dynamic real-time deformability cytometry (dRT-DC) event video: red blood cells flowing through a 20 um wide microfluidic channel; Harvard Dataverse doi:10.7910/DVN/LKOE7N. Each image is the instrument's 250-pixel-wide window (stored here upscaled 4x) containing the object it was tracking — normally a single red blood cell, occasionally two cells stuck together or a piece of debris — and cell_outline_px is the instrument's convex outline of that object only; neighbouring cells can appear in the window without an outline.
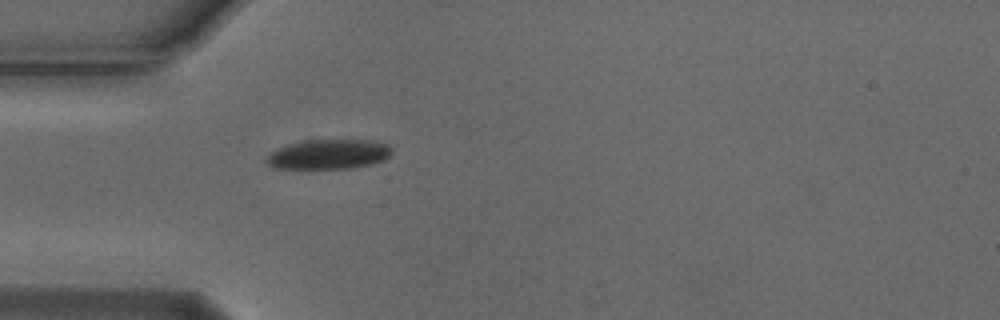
{"species": "Egyptian fruit bat (a non-hibernating species)", "species_latin": "Rousettus aegyptiacus", "temperature_condition": "cold", "stored_images_in_passage": 3, "camera_frame_rate_fps": 3000, "um_per_image_px": 0.085, "animal": {"sex": "male"}, "frame": {"image": 1, "passage_image": 3, "time_ms": 0.667, "image_size_px": [1000, 320], "cell_outline_px": [[392, 152], [384, 160], [372, 164], [352, 168], [272, 168], [264, 164], [264, 156], [268, 152], [276, 148], [288, 144], [304, 140], [372, 140], [388, 144], [392, 148]], "centroid_in_image_um": [27.86, 13.11], "position_along_channel_um": 57.1, "area_um2": 22.14}}